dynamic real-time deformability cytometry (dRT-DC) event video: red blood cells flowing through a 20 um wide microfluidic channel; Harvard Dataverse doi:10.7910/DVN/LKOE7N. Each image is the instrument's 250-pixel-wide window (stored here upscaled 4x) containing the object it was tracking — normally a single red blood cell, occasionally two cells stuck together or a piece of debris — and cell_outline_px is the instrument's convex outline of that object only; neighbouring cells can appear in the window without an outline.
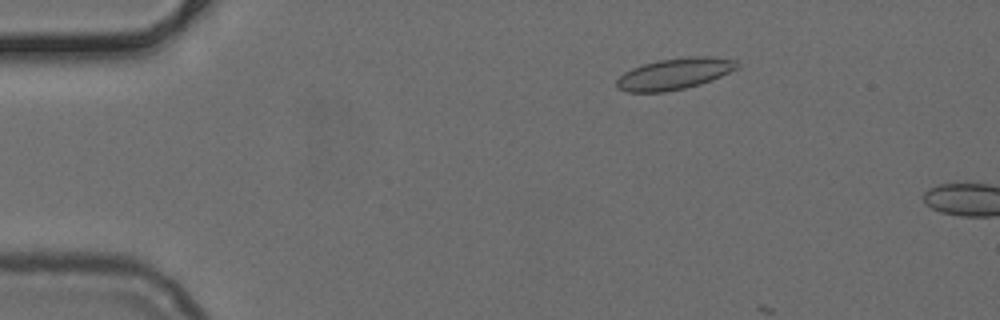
{"species": "common noctule bat (a hibernating species)", "species_latin": "Nyctalus noctula", "temperature_condition": "cold", "stored_images_in_passage": 10, "camera_frame_rate_fps": 3000, "um_per_image_px": 0.085, "animal": {"sex": "female", "body_mass_g": 24.6, "forearm_length_mm": 56.2}, "frame": {"image": 1, "passage_image": 9, "time_ms": 2.667, "image_size_px": [1000, 320], "cell_outline_px": [[740, 64], [736, 68], [712, 80], [700, 84], [684, 88], [664, 92], [628, 92], [616, 88], [616, 80], [624, 72], [632, 68], [656, 60], [692, 56], [708, 56], [736, 60]], "centroid_in_image_um": [57.3, 6.27], "position_along_channel_um": 27.7, "area_um2": 21.91}}